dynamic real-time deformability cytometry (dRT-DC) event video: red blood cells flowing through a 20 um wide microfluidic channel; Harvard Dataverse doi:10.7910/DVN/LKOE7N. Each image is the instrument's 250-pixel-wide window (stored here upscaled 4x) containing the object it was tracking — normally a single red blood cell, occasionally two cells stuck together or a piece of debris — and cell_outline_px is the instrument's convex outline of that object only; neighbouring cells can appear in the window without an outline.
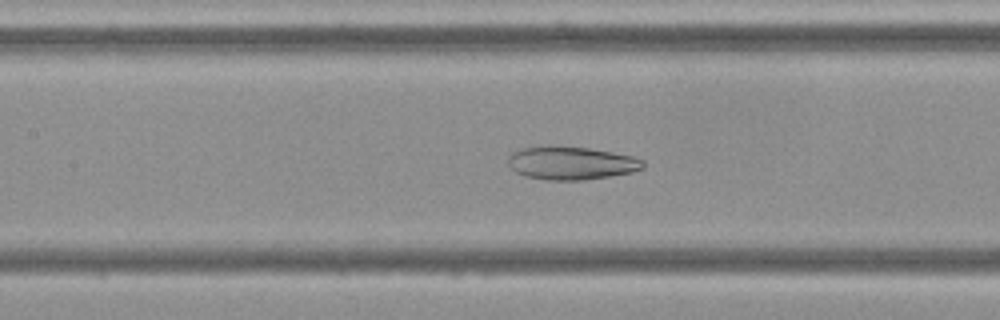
{"species": "Egyptian fruit bat (a non-hibernating species)", "species_latin": "Rousettus aegyptiacus", "temperature_condition": "cold", "stored_images_in_passage": 52, "camera_frame_rate_fps": 3000, "um_per_image_px": 0.085, "frame": {"image": 1, "passage_image": 22, "time_ms": 7.0, "image_size_px": [1000, 320], "cell_outline_px": [[644, 168], [632, 172], [584, 180], [544, 180], [524, 176], [516, 172], [508, 164], [508, 156], [512, 152], [520, 148], [548, 144], [588, 148], [612, 152], [632, 156], [644, 160]], "centroid_in_image_um": [48.5, 13.84], "position_along_channel_um": 158.9, "area_um2": 26.47}}
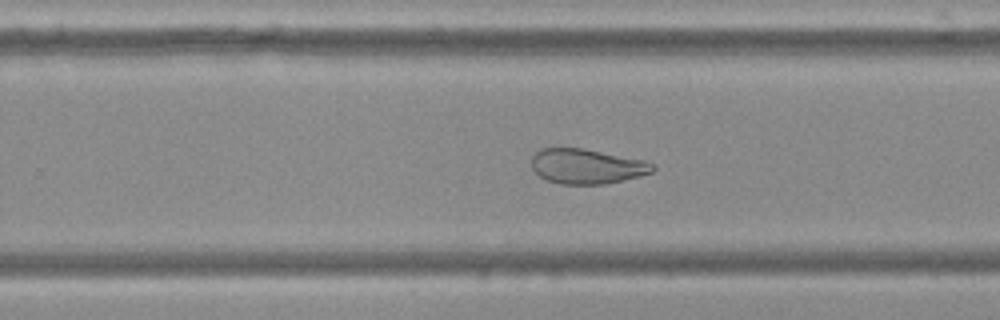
{"frame": {"image": 2, "passage_image": 32, "time_ms": 10.333, "image_size_px": [1000, 320], "cell_outline_px": [[656, 168], [652, 172], [640, 176], [604, 184], [560, 184], [548, 180], [540, 176], [532, 168], [532, 156], [540, 148], [580, 148], [644, 160], [656, 164]], "centroid_in_image_um": [49.89, 14.14], "position_along_channel_um": 279.9, "area_um2": 24.51}}
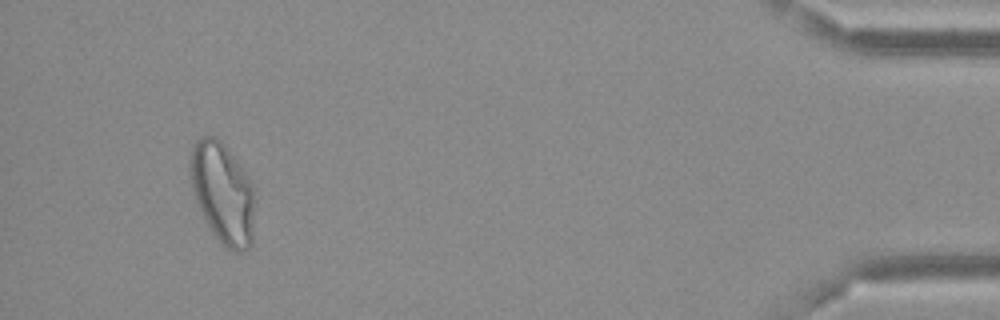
{"frame": {"image": 3, "passage_image": 49, "time_ms": 16.0, "image_size_px": [1000, 320], "cell_outline_px": [[256, 188], [252, 244], [244, 252], [236, 252], [228, 248], [212, 232], [204, 220], [196, 200], [192, 188], [188, 172], [192, 148], [196, 140], [200, 136], [216, 136], [224, 144], [236, 160]], "centroid_in_image_um": [18.94, 16.4], "position_along_channel_um": 416.3, "area_um2": 38.44}}